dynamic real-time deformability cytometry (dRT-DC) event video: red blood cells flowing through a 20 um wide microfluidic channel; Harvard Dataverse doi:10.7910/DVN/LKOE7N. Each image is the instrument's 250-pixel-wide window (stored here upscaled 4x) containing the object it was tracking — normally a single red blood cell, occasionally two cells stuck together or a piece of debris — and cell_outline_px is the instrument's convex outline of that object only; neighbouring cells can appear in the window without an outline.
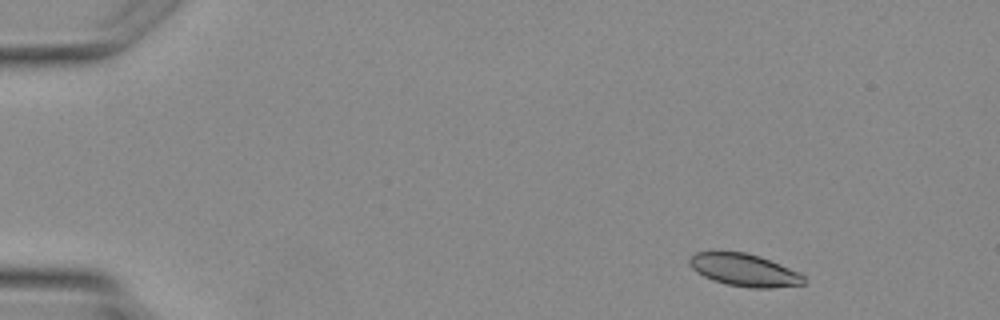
{"species": "Egyptian fruit bat (a non-hibernating species)", "species_latin": "Rousettus aegyptiacus", "temperature_condition": "warm", "stored_images_in_passage": 3, "camera_frame_rate_fps": 3000, "um_per_image_px": 0.085, "animal": {"sex": "female"}, "frame": {"image": 1, "passage_image": 1, "time_ms": 0.0, "image_size_px": [1000, 320], "cell_outline_px": [[804, 284], [772, 288], [752, 288], [728, 284], [712, 280], [696, 272], [688, 264], [688, 260], [696, 252], [712, 248], [720, 248], [744, 252], [760, 256], [780, 264], [804, 276]], "centroid_in_image_um": [63.16, 22.89], "position_along_channel_um": 21.8, "area_um2": 22.2}}